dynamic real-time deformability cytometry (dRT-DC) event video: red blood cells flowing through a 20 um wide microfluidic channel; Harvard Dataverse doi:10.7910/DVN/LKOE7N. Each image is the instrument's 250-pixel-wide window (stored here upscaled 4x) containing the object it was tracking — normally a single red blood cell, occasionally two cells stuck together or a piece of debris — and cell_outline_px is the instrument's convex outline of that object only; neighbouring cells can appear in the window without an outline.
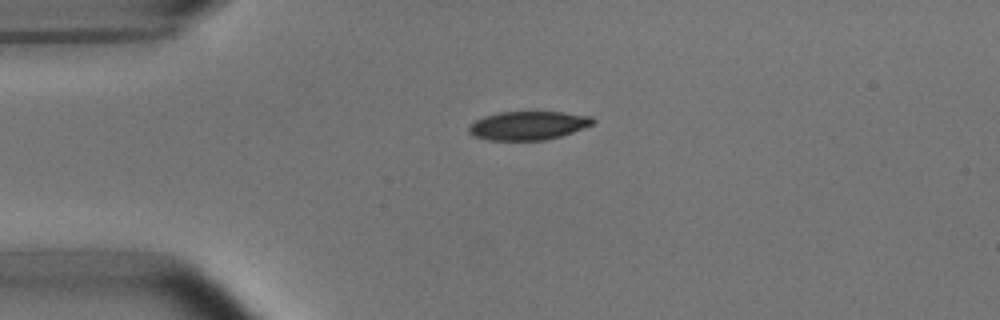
{"species": "common noctule bat (a hibernating species)", "species_latin": "Nyctalus noctula", "temperature_condition": "room temperature", "stored_images_in_passage": 41, "camera_frame_rate_fps": 3000, "um_per_image_px": 0.085, "animal": {"sex": "male", "body_mass_g": 15.6}, "frame": {"image": 1, "passage_image": 1, "time_ms": 0.0, "image_size_px": [1000, 320], "cell_outline_px": [[596, 120], [592, 124], [572, 132], [560, 136], [544, 140], [488, 140], [472, 136], [468, 132], [468, 128], [476, 120], [484, 116], [500, 112], [564, 112], [592, 116]], "centroid_in_image_um": [44.88, 10.67], "position_along_channel_um": 40.1, "area_um2": 20.63}}
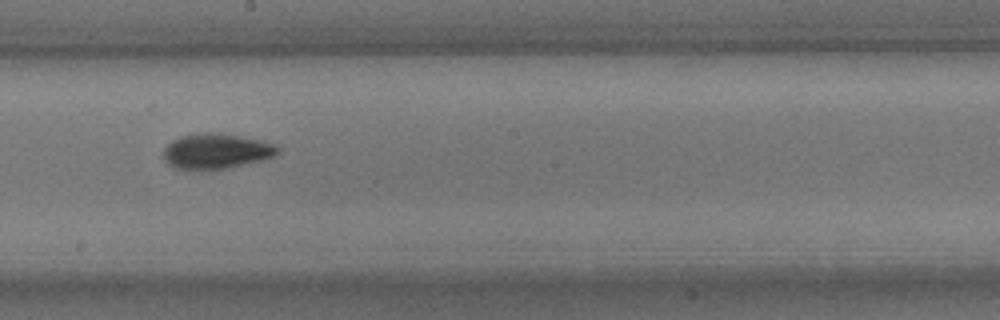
{"frame": {"image": 2, "passage_image": 18, "time_ms": 5.667, "image_size_px": [1000, 320], "cell_outline_px": [[280, 148], [272, 156], [260, 160], [228, 168], [172, 168], [164, 160], [164, 148], [172, 140], [180, 136], [196, 132], [220, 132], [260, 140], [272, 144]], "centroid_in_image_um": [18.32, 12.81], "position_along_channel_um": 229.9, "area_um2": 23.12}}
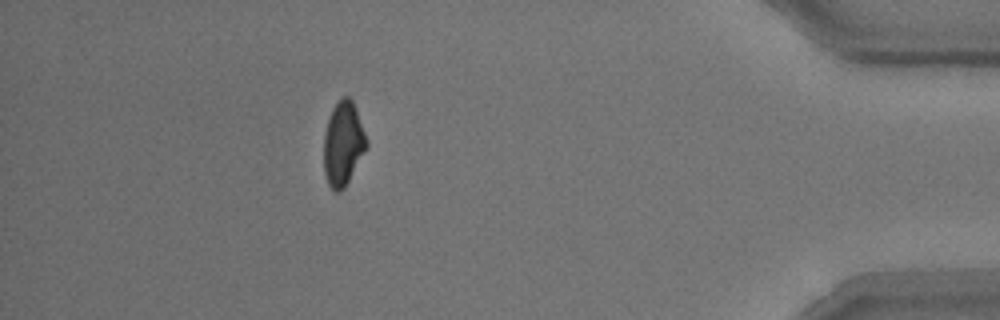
{"frame": {"image": 3, "passage_image": 36, "time_ms": 11.667, "image_size_px": [1000, 320], "cell_outline_px": [[368, 148], [344, 188], [340, 192], [336, 192], [328, 184], [324, 172], [324, 132], [332, 108], [344, 96], [348, 96], [352, 100], [356, 108], [368, 140]], "centroid_in_image_um": [29.18, 12.22], "position_along_channel_um": 406.0, "area_um2": 21.04}, "authors_computed_cell_mechanics": {"area_um2": 21.7328, "velocity_mm_per_s": 3.7706, "shape_relaxation_time_tau1_ms": 2.9421, "shape_relaxation_time_tau2_ms": 2.9975, "deformation_change_tau1": 0.1232, "deformation_change_tau2": 0.0911}}